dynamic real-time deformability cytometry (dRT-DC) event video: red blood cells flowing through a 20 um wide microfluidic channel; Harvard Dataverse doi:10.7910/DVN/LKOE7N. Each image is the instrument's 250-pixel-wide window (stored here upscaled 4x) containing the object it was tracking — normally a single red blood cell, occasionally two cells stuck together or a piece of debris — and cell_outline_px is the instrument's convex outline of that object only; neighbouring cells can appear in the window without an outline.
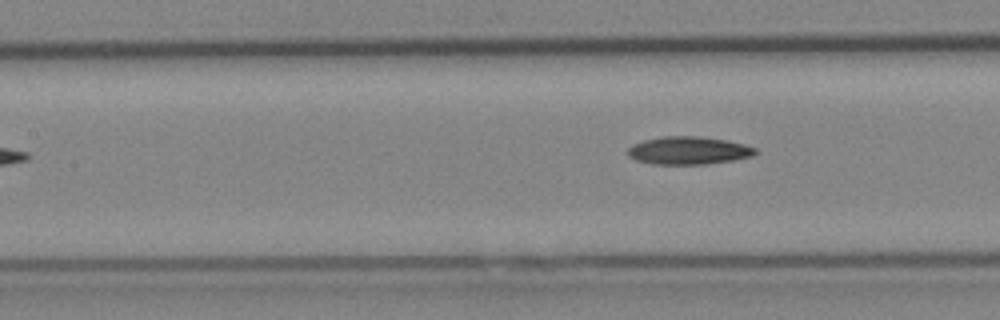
{"species": "Egyptian fruit bat (a non-hibernating species)", "species_latin": "Rousettus aegyptiacus", "temperature_condition": "cold", "stored_images_in_passage": 5, "camera_frame_rate_fps": 3000, "um_per_image_px": 0.085, "animal": {"sex": "female"}, "frame": {"image": 1, "passage_image": 5, "time_ms": 1.333, "image_size_px": [1000, 320], "cell_outline_px": [[760, 152], [752, 156], [732, 160], [704, 164], [652, 164], [636, 160], [628, 156], [628, 148], [632, 144], [644, 140], [664, 136], [700, 136], [728, 140], [744, 144], [756, 148]], "centroid_in_image_um": [58.54, 12.79], "position_along_channel_um": 148.9, "area_um2": 20.81}}